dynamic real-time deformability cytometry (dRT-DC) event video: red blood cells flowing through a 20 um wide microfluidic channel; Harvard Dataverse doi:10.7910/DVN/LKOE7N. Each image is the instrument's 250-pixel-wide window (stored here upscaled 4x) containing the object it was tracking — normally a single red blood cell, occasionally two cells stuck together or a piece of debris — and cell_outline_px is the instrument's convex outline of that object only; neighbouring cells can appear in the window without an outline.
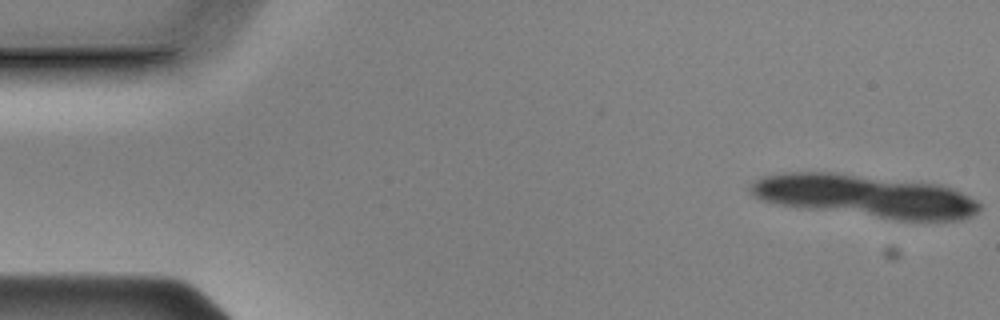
{"species": "Egyptian fruit bat (a non-hibernating species)", "species_latin": "Rousettus aegyptiacus", "temperature_condition": "cold", "stored_images_in_passage": 8, "segment_of_instrument_passage": [1, 2], "camera_frame_rate_fps": 3000, "um_per_image_px": 0.085, "animal": {"sex": "male"}, "frame": {"image": 1, "passage_image": 1, "time_ms": 0.0, "image_size_px": [1000, 320], "cell_outline_px": [[972, 204], [964, 212], [904, 212], [776, 196], [764, 192], [760, 188], [764, 184], [772, 180], [840, 180], [920, 188], [944, 192], [956, 196]], "centroid_in_image_um": [73.78, 16.61], "position_along_channel_um": 11.2, "area_um2": 31.33}}